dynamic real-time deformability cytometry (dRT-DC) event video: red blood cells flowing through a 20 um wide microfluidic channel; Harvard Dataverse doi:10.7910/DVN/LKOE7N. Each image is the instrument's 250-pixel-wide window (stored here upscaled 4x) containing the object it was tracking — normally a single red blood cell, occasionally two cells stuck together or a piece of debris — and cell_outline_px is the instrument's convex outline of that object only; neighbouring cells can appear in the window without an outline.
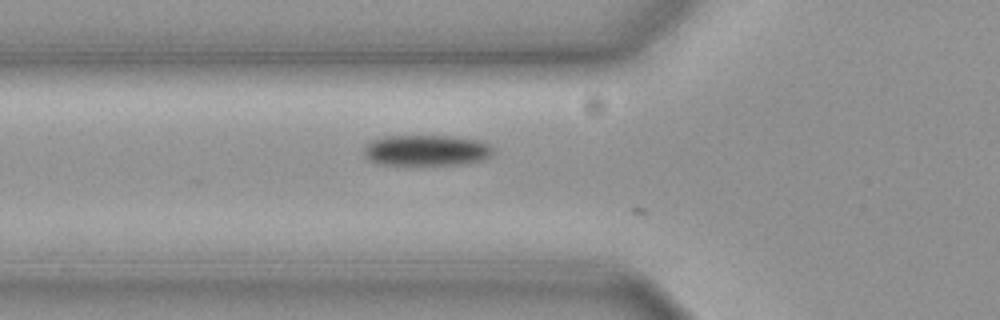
{"species": "common noctule bat (a hibernating species)", "species_latin": "Nyctalus noctula", "temperature_condition": "cold", "stored_images_in_passage": 5, "camera_frame_rate_fps": 3000, "um_per_image_px": 0.085, "animal": {"sex": "female", "body_mass_g": 19.3, "forearm_length_mm": 54.1}, "frame": {"image": 1, "passage_image": 3, "time_ms": 0.667, "image_size_px": [1000, 320], "cell_outline_px": [[492, 156], [480, 160], [464, 164], [380, 164], [368, 160], [364, 156], [364, 148], [372, 140], [388, 136], [448, 136], [480, 140], [488, 144], [492, 148]], "centroid_in_image_um": [36.24, 12.78], "position_along_channel_um": 89.6, "area_um2": 23.0}}